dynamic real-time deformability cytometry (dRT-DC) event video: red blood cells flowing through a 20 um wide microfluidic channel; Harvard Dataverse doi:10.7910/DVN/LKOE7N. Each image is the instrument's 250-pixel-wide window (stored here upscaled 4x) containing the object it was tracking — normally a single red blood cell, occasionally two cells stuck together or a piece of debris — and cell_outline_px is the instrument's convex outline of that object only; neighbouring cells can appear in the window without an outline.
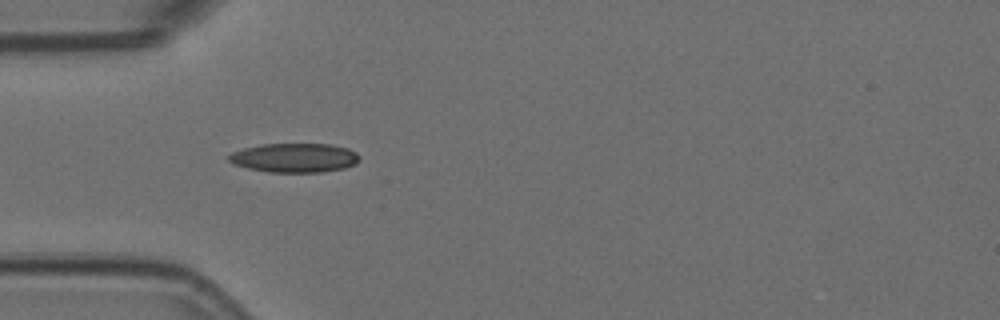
{"species": "Egyptian fruit bat (a non-hibernating species)", "species_latin": "Rousettus aegyptiacus", "temperature_condition": "room temperature", "stored_images_in_passage": 6, "camera_frame_rate_fps": 3000, "um_per_image_px": 0.085, "animal": {"sex": "female"}, "frame": {"image": 1, "passage_image": 3, "time_ms": 0.667, "image_size_px": [1000, 320], "cell_outline_px": [[360, 156], [356, 164], [344, 168], [320, 172], [268, 172], [248, 168], [236, 164], [228, 160], [228, 156], [232, 152], [244, 148], [260, 144], [332, 144], [348, 148], [356, 152]], "centroid_in_image_um": [25.05, 13.4], "position_along_channel_um": 59.9, "area_um2": 22.2}}
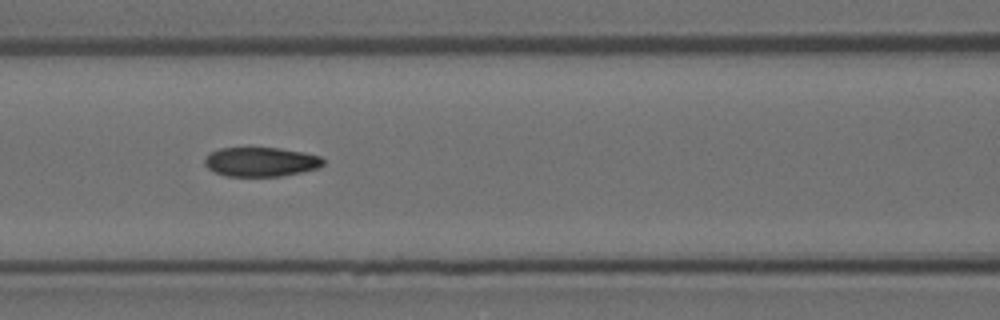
{"frame": {"image": 2, "passage_image": 5, "time_ms": 1.333, "image_size_px": [1000, 320], "cell_outline_px": [[324, 164], [320, 168], [280, 176], [228, 176], [216, 172], [208, 168], [204, 164], [204, 156], [208, 152], [220, 148], [280, 148], [304, 152], [320, 156], [324, 160]], "centroid_in_image_um": [22.16, 13.75], "position_along_channel_um": 144.4, "area_um2": 20.35}}
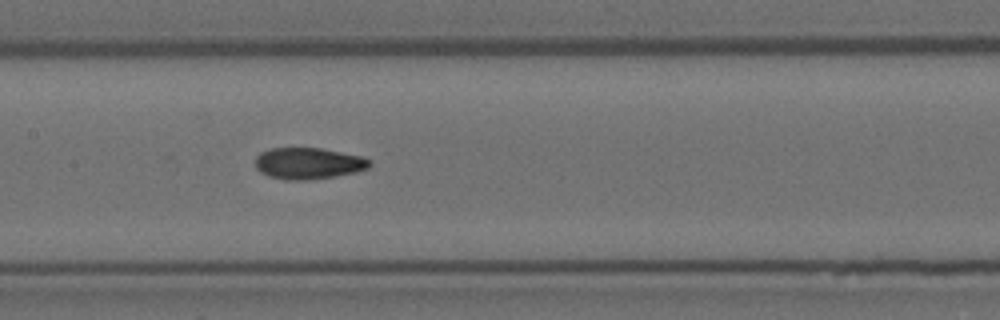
{"frame": {"image": 3, "passage_image": 6, "time_ms": 1.667, "image_size_px": [1000, 320], "cell_outline_px": [[372, 164], [368, 168], [356, 172], [308, 180], [284, 180], [268, 176], [260, 172], [256, 168], [256, 156], [260, 152], [268, 148], [320, 148], [360, 156], [372, 160]], "centroid_in_image_um": [26.18, 13.88], "position_along_channel_um": 181.2, "area_um2": 20.98}}